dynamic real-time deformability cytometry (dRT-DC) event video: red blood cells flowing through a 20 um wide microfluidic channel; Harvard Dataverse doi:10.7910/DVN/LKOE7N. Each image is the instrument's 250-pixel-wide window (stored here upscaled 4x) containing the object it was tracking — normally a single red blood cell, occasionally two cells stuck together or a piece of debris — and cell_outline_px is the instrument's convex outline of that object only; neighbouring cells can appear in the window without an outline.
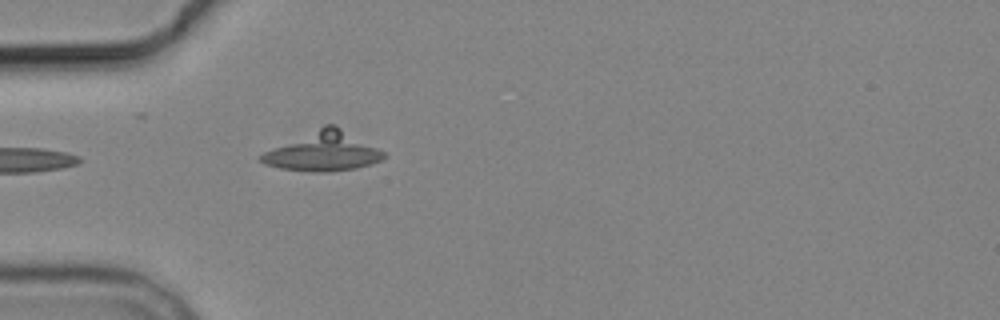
{"species": "common noctule bat (a hibernating species)", "species_latin": "Nyctalus noctula", "temperature_condition": "cold", "stored_images_in_passage": 5, "camera_frame_rate_fps": 3000, "um_per_image_px": 0.085, "animal": {"sex": "male", "body_mass_g": 19.2, "forearm_length_mm": 51.8}, "frame": {"image": 1, "passage_image": 5, "time_ms": 5.667, "image_size_px": [1000, 320], "cell_outline_px": [[384, 156], [380, 160], [356, 168], [328, 172], [320, 172], [280, 168], [264, 164], [256, 160], [256, 156], [272, 148], [324, 124], [332, 124], [340, 128], [384, 152]], "centroid_in_image_um": [27.37, 12.89], "position_along_channel_um": 57.6, "area_um2": 27.4}}